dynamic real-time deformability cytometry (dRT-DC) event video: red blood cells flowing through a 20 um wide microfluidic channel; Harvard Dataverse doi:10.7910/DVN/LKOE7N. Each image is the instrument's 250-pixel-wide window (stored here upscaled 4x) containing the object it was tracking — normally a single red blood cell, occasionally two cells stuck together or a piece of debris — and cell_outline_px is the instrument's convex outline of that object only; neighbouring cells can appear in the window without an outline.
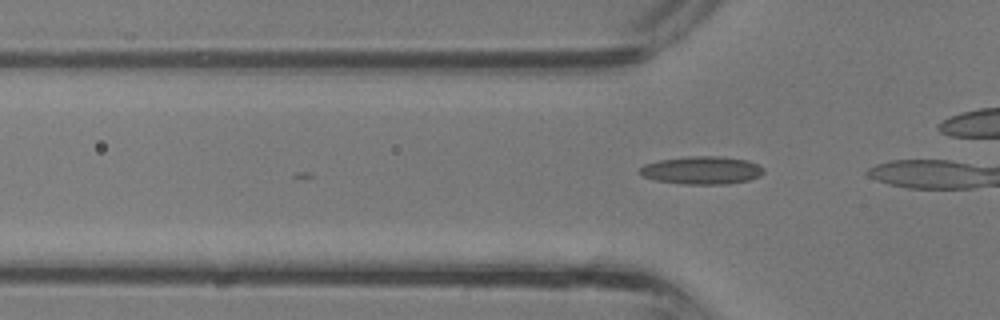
{"species": "common noctule bat (a hibernating species)", "species_latin": "Nyctalus noctula", "temperature_condition": "room temperature", "stored_images_in_passage": 9, "camera_frame_rate_fps": 3000, "um_per_image_px": 0.085, "animal": {"sex": "male", "body_mass_g": 13.3}, "frame": {"image": 1, "passage_image": 9, "time_ms": 2.667, "image_size_px": [1000, 320], "cell_outline_px": [[764, 172], [760, 176], [748, 180], [724, 184], [684, 184], [656, 180], [644, 176], [640, 172], [640, 168], [644, 164], [660, 160], [688, 156], [720, 156], [748, 160], [764, 168]], "centroid_in_image_um": [59.68, 14.46], "position_along_channel_um": 66.1, "area_um2": 20.0}}